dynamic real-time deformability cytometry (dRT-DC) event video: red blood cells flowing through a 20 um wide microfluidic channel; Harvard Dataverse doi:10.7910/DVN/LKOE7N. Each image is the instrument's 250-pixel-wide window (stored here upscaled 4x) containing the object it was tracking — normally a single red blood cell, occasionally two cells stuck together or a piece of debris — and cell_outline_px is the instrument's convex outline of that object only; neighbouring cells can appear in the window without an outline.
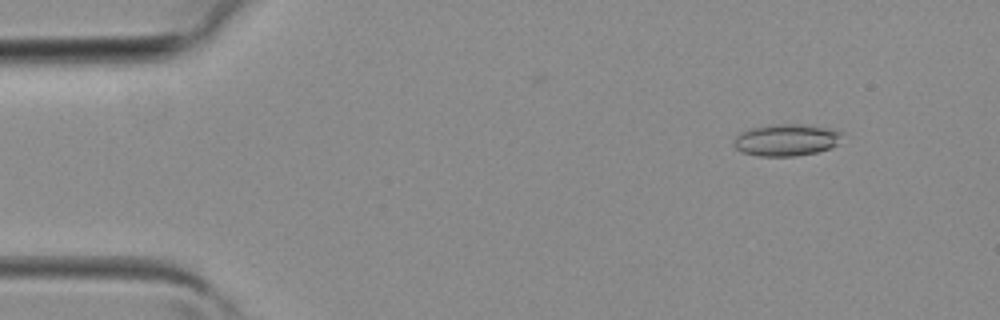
{"species": "common noctule bat (a hibernating species)", "species_latin": "Nyctalus noctula", "temperature_condition": "room temperature", "stored_images_in_passage": 10, "camera_frame_rate_fps": 3000, "um_per_image_px": 0.085, "animal": {"sex": "female", "body_mass_g": 19.3, "forearm_length_mm": 54.1}, "frame": {"image": 1, "passage_image": 3, "time_ms": 0.667, "image_size_px": [1000, 320], "cell_outline_px": [[844, 132], [836, 144], [832, 148], [816, 152], [796, 156], [756, 156], [740, 152], [732, 144], [732, 140], [740, 132], [752, 128], [776, 124], [796, 124], [832, 128]], "centroid_in_image_um": [66.81, 11.9], "position_along_channel_um": 18.2, "area_um2": 20.29}}